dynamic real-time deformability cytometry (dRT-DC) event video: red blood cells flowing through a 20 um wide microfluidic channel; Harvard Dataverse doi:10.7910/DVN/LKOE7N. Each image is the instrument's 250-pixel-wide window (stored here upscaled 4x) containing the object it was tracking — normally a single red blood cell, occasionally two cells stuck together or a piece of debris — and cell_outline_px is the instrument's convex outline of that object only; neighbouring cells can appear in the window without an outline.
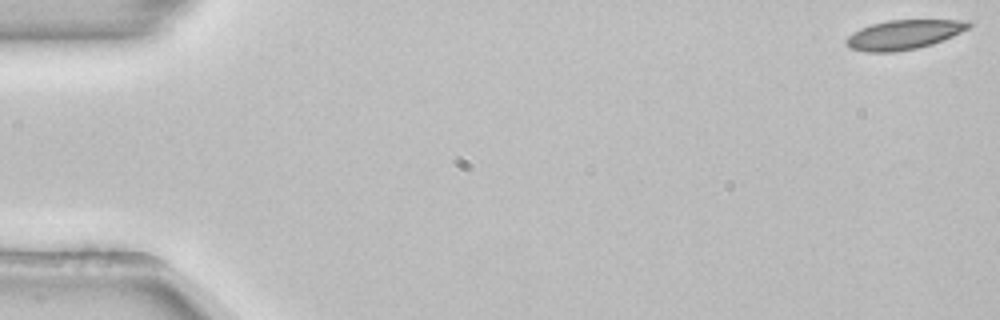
{"species": "common noctule bat (a hibernating species)", "species_latin": "Nyctalus noctula", "temperature_condition": "room temperature", "stored_images_in_passage": 53, "camera_frame_rate_fps": 3000, "um_per_image_px": 0.085, "animal": {"sex": "female", "body_mass_g": 22.7, "forearm_length_mm": 54.2}, "frame": {"image": 1, "passage_image": 1, "time_ms": 0.0, "image_size_px": [1000, 320], "cell_outline_px": [[972, 24], [968, 28], [952, 36], [932, 44], [916, 48], [892, 52], [864, 52], [848, 48], [844, 44], [844, 40], [848, 36], [860, 28], [872, 24], [888, 20], [972, 20]], "centroid_in_image_um": [76.78, 2.94], "position_along_channel_um": 8.2, "area_um2": 21.04}}
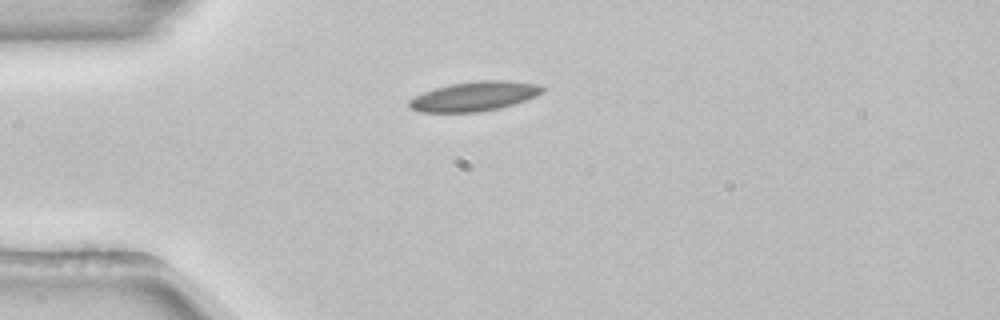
{"frame": {"image": 2, "passage_image": 14, "time_ms": 4.333, "image_size_px": [1000, 320], "cell_outline_px": [[544, 92], [536, 96], [500, 108], [476, 112], [416, 112], [408, 108], [408, 100], [424, 92], [436, 88], [452, 84], [480, 80], [508, 80], [540, 84], [544, 88]], "centroid_in_image_um": [40.32, 8.19], "position_along_channel_um": 44.7, "area_um2": 22.89}}
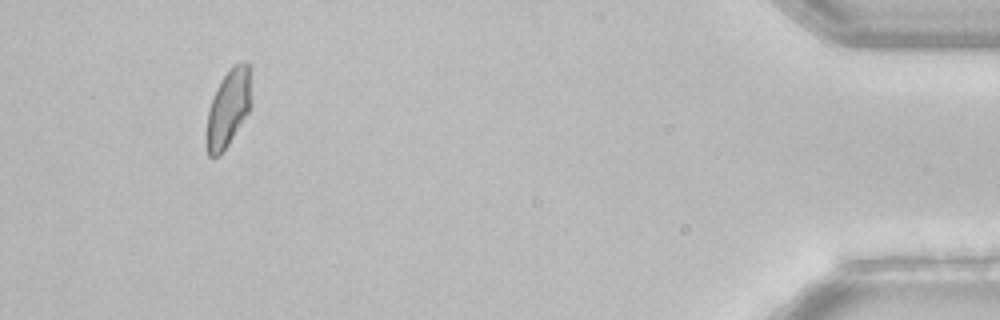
{"frame": {"image": 3, "passage_image": 50, "time_ms": 16.333, "image_size_px": [1000, 320], "cell_outline_px": [[252, 104], [248, 112], [228, 144], [220, 156], [208, 156], [204, 144], [204, 132], [208, 112], [212, 100], [220, 80], [240, 60], [244, 60], [248, 64]], "centroid_in_image_um": [19.37, 9.25], "position_along_channel_um": 415.8, "area_um2": 20.29}, "authors_computed_cell_mechanics": {"area_um2": 21.1548, "velocity_mm_per_s": 3.8679, "shape_relaxation_time_tau1_ms": 6.5964, "shape_relaxation_time_tau2_ms": 4.5218, "deformation_change_tau1": 0.1202, "deformation_change_tau2": 0.092}}